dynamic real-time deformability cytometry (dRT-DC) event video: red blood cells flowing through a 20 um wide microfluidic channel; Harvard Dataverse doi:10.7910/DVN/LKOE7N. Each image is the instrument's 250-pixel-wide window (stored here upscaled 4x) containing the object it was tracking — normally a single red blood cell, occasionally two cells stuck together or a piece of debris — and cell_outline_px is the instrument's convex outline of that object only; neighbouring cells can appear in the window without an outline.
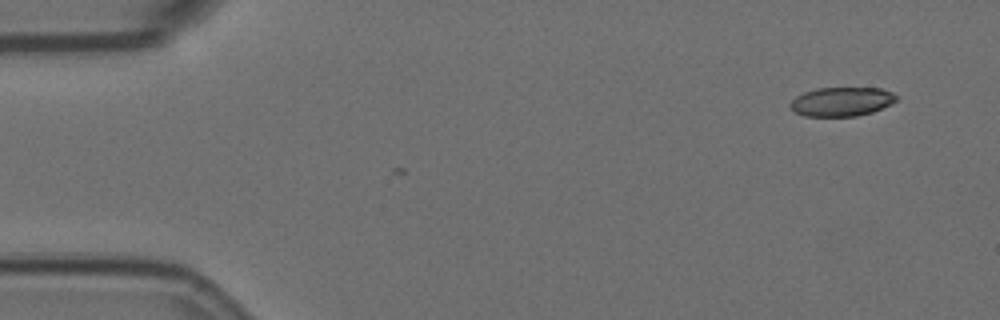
{"species": "Egyptian fruit bat (a non-hibernating species)", "species_latin": "Rousettus aegyptiacus", "temperature_condition": "room temperature", "stored_images_in_passage": 2, "camera_frame_rate_fps": 3000, "um_per_image_px": 0.085, "animal": {"sex": "female"}, "frame": {"image": 1, "passage_image": 1, "time_ms": 0.0, "image_size_px": [1000, 320], "cell_outline_px": [[896, 100], [872, 112], [856, 116], [804, 116], [796, 112], [792, 108], [792, 100], [796, 96], [804, 92], [816, 88], [880, 88], [892, 92], [896, 96]], "centroid_in_image_um": [71.52, 8.63], "position_along_channel_um": 13.5, "area_um2": 17.63}}